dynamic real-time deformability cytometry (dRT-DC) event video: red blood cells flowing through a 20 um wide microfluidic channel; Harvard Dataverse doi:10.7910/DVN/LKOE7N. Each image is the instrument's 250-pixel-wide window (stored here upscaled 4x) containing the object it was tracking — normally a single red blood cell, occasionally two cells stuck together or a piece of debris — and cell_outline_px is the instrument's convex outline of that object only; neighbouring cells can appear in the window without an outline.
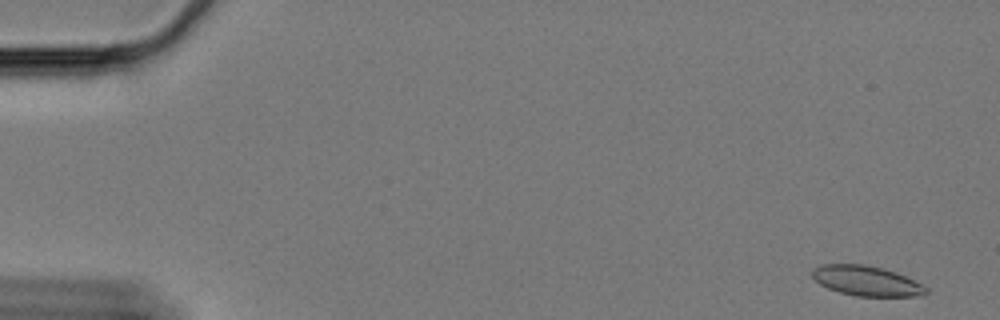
{"species": "Egyptian fruit bat (a non-hibernating species)", "species_latin": "Rousettus aegyptiacus", "temperature_condition": "cold", "stored_images_in_passage": 60, "camera_frame_rate_fps": 3000, "um_per_image_px": 0.085, "animal": {"sex": "female"}, "frame": {"image": 1, "passage_image": 2, "time_ms": 0.333, "image_size_px": [1000, 320], "cell_outline_px": [[928, 292], [916, 296], [856, 296], [840, 292], [828, 288], [820, 284], [812, 276], [812, 268], [820, 264], [864, 264], [884, 268], [896, 272], [928, 288]], "centroid_in_image_um": [73.61, 23.86], "position_along_channel_um": 11.4, "area_um2": 19.77}}
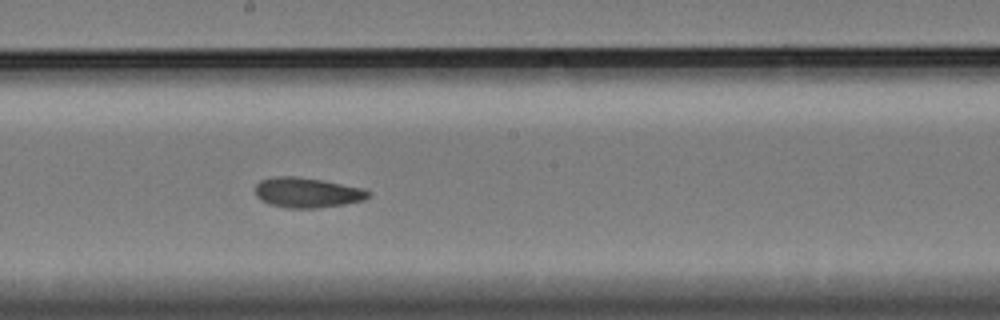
{"frame": {"image": 2, "passage_image": 33, "time_ms": 10.667, "image_size_px": [1000, 320], "cell_outline_px": [[372, 196], [364, 200], [344, 204], [316, 208], [288, 208], [268, 204], [260, 200], [256, 196], [256, 184], [260, 180], [276, 176], [292, 176], [320, 180], [364, 188], [372, 192]], "centroid_in_image_um": [26.12, 16.38], "position_along_channel_um": 222.1, "area_um2": 19.88}}
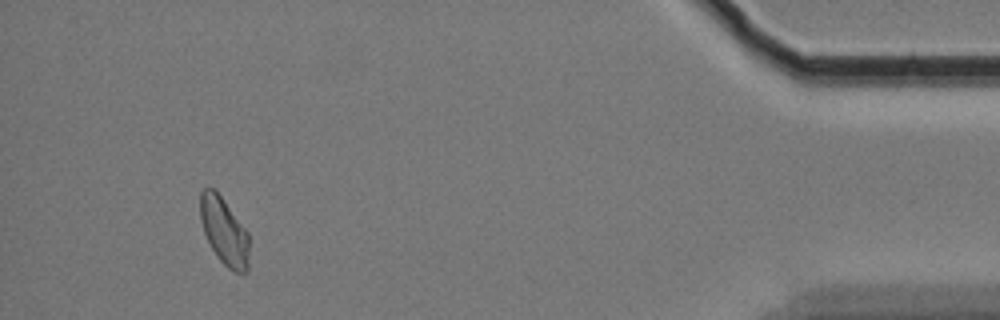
{"frame": {"image": 3, "passage_image": 56, "time_ms": 18.333, "image_size_px": [1000, 320], "cell_outline_px": [[248, 272], [232, 272], [216, 256], [204, 232], [200, 220], [200, 192], [204, 188], [212, 188], [220, 196], [248, 232]], "centroid_in_image_um": [19.05, 19.68], "position_along_channel_um": 416.2, "area_um2": 18.9}, "authors_computed_cell_mechanics": {"area_um2": 19.9121, "velocity_mm_per_s": 3.3314, "shape_relaxation_time_tau1_ms": null, "shape_relaxation_time_tau2_ms": 3.2797, "deformation_change_tau1": null, "deformation_change_tau2": 0.0776}}